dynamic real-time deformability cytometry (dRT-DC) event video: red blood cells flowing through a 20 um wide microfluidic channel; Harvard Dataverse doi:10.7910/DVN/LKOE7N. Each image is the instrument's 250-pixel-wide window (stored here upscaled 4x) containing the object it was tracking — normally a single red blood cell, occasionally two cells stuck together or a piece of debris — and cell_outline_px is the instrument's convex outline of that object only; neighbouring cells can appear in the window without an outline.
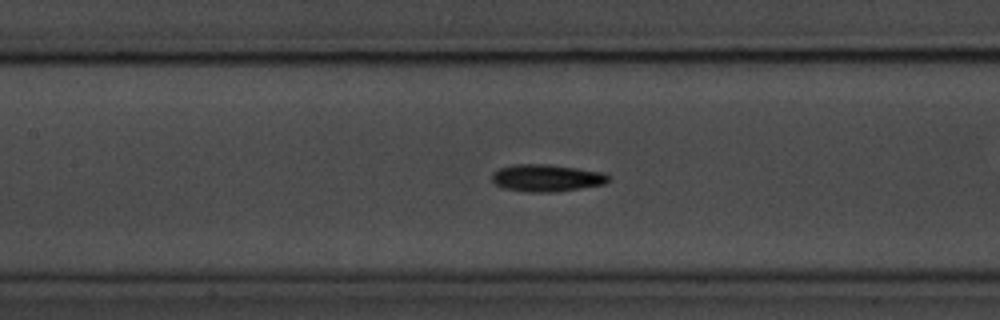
{"species": "common noctule bat (a hibernating species)", "species_latin": "Nyctalus noctula", "temperature_condition": "room temperature", "stored_images_in_passage": 55, "camera_frame_rate_fps": 3000, "um_per_image_px": 0.085, "animal": {"sex": "male", "body_mass_g": 20.1, "forearm_length_mm": 53.5}, "frame": {"image": 1, "passage_image": 24, "time_ms": 7.667, "image_size_px": [1000, 320], "cell_outline_px": [[608, 180], [604, 184], [556, 192], [528, 192], [504, 188], [496, 184], [492, 180], [492, 172], [500, 168], [516, 164], [544, 164], [576, 168], [604, 172], [608, 176]], "centroid_in_image_um": [46.44, 15.13], "position_along_channel_um": 161.0, "area_um2": 18.26}, "authors_computed_cell_mechanics": {"area_um2": 17.3978, "velocity_mm_per_s": 3.6578, "shape_relaxation_time_tau1_ms": 2.9652, "shape_relaxation_time_tau2_ms": 4.9124, "deformation_change_tau1": 0.1191, "deformation_change_tau2": 0.1239}}